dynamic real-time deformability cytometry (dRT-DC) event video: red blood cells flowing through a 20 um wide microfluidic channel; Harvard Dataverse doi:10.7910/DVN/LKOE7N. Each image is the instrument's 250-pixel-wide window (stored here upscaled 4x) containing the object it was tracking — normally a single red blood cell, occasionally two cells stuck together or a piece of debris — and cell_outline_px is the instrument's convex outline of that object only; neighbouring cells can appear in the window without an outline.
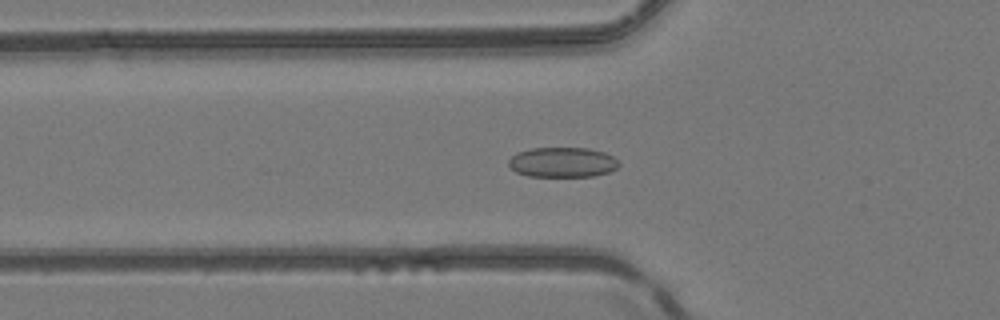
{"species": "common noctule bat (a hibernating species)", "species_latin": "Nyctalus noctula", "temperature_condition": "room temperature", "stored_images_in_passage": 31, "camera_frame_rate_fps": 3000, "um_per_image_px": 0.085, "animal": {"sex": "female", "body_mass_g": 24.6, "forearm_length_mm": 56.2}, "frame": {"image": 1, "passage_image": 19, "time_ms": 6.0, "image_size_px": [1000, 320], "cell_outline_px": [[620, 164], [616, 168], [608, 172], [592, 176], [528, 176], [516, 172], [508, 164], [508, 160], [516, 152], [532, 148], [588, 148], [604, 152], [612, 156]], "centroid_in_image_um": [47.79, 13.79], "position_along_channel_um": 78.0, "area_um2": 19.19}}
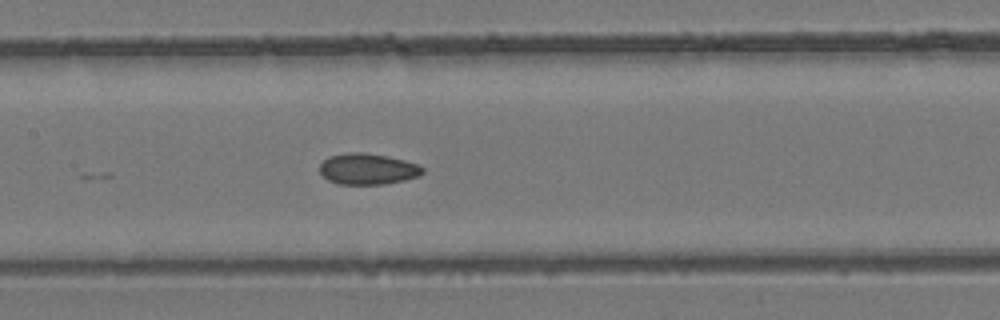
{"frame": {"image": 2, "passage_image": 26, "time_ms": 8.333, "image_size_px": [1000, 320], "cell_outline_px": [[424, 172], [420, 176], [404, 180], [384, 184], [340, 184], [328, 180], [320, 172], [320, 164], [328, 156], [348, 152], [364, 152], [388, 156], [404, 160], [416, 164], [424, 168]], "centroid_in_image_um": [31.26, 14.35], "position_along_channel_um": 176.1, "area_um2": 18.67}}
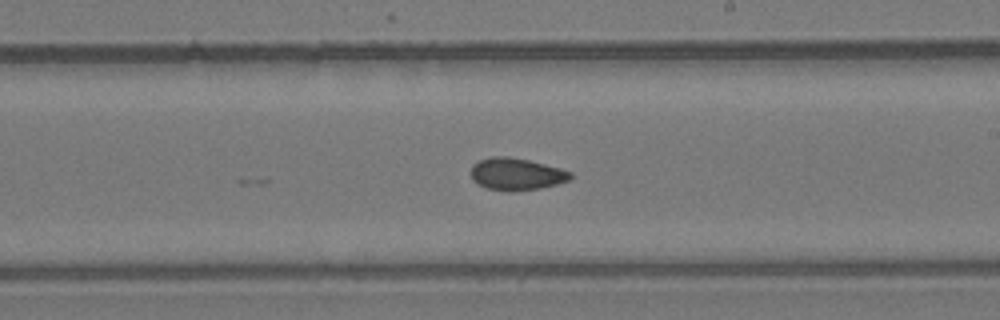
{"frame": {"image": 3, "passage_image": 31, "time_ms": 10.0, "image_size_px": [1000, 320], "cell_outline_px": [[572, 176], [568, 180], [556, 184], [540, 188], [512, 192], [488, 188], [472, 180], [472, 164], [480, 160], [492, 156], [508, 156], [528, 160], [560, 168], [572, 172]], "centroid_in_image_um": [43.89, 14.79], "position_along_channel_um": 245.1, "area_um2": 18.5}}